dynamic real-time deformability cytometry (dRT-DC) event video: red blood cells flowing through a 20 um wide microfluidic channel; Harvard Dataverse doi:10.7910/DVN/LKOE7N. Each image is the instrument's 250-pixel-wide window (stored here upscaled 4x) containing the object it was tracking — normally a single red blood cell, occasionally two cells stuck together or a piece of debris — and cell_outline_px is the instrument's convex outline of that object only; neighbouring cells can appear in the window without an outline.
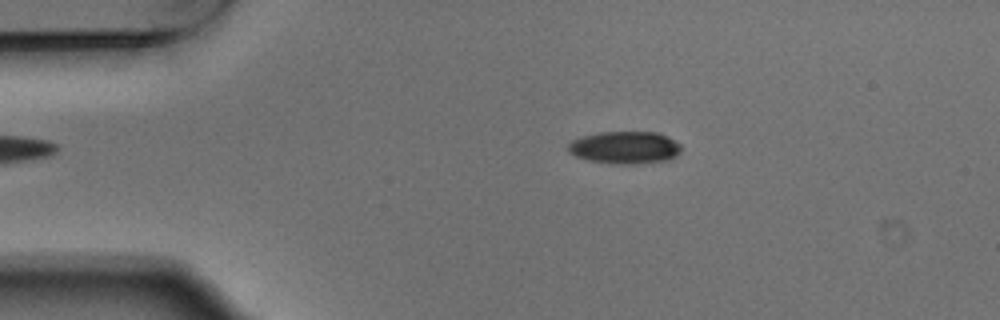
{"species": "Egyptian fruit bat (a non-hibernating species)", "species_latin": "Rousettus aegyptiacus", "temperature_condition": "warm", "stored_images_in_passage": 3, "camera_frame_rate_fps": 3000, "um_per_image_px": 0.085, "animal": {"sex": "male"}, "frame": {"image": 1, "passage_image": 2, "time_ms": 0.333, "image_size_px": [1000, 320], "cell_outline_px": [[680, 152], [676, 156], [668, 160], [632, 164], [620, 164], [588, 160], [576, 156], [568, 152], [568, 144], [572, 140], [584, 136], [600, 132], [656, 132], [668, 136], [680, 144]], "centroid_in_image_um": [53.12, 12.54], "position_along_channel_um": 31.9, "area_um2": 21.27}}